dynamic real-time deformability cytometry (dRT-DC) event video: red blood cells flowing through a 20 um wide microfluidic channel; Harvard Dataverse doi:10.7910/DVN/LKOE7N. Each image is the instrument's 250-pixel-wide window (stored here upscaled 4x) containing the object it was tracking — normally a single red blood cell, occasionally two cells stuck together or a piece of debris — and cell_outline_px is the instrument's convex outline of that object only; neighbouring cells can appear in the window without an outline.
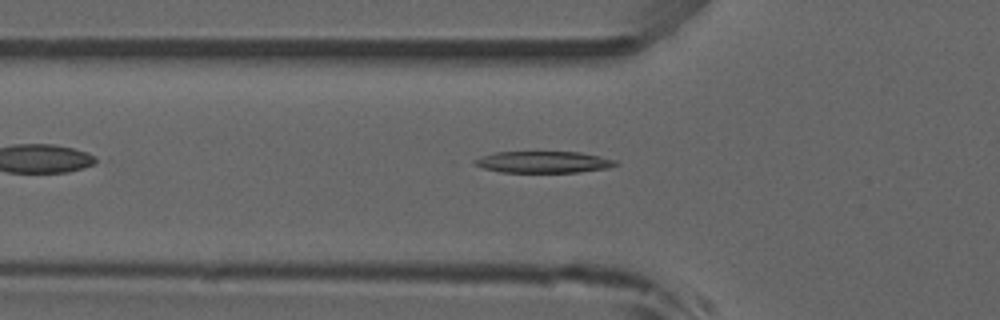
{"species": "common noctule bat (a hibernating species)", "species_latin": "Nyctalus noctula", "temperature_condition": "room temperature", "stored_images_in_passage": 7, "camera_frame_rate_fps": 3000, "um_per_image_px": 0.085, "animal": {"sex": "male", "forearm_length_mm": 52.5}, "frame": {"image": 1, "passage_image": 6, "time_ms": 1.667, "image_size_px": [1000, 320], "cell_outline_px": [[620, 164], [608, 168], [580, 172], [500, 172], [484, 168], [472, 164], [472, 160], [496, 152], [580, 152], [600, 156], [616, 160]], "centroid_in_image_um": [46.22, 13.78], "position_along_channel_um": 79.6, "area_um2": 17.74}}